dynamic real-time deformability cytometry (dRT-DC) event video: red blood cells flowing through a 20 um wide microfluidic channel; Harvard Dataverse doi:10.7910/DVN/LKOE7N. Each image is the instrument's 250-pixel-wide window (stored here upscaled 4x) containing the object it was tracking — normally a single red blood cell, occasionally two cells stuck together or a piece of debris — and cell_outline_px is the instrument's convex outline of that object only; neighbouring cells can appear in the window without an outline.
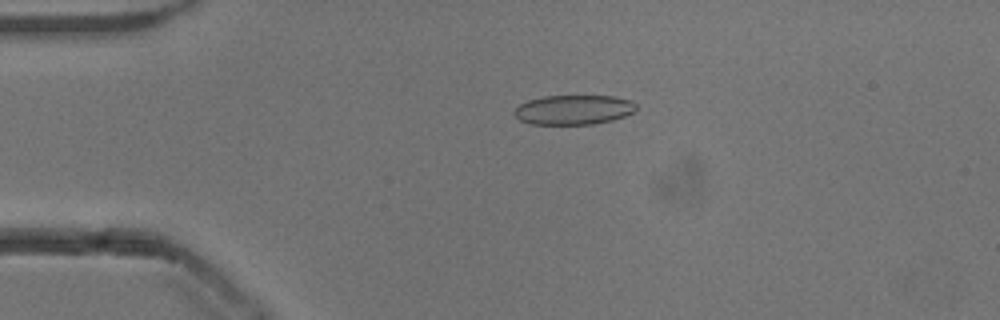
{"species": "common noctule bat (a hibernating species)", "species_latin": "Nyctalus noctula", "temperature_condition": "cold", "stored_images_in_passage": 53, "camera_frame_rate_fps": 3000, "um_per_image_px": 0.085, "animal": {"sex": "male", "body_mass_g": 13.3}, "frame": {"image": 1, "passage_image": 12, "time_ms": 3.667, "image_size_px": [1000, 320], "cell_outline_px": [[636, 108], [632, 112], [624, 116], [612, 120], [592, 124], [528, 124], [520, 120], [512, 112], [520, 104], [528, 100], [544, 96], [616, 96], [632, 100], [636, 104]], "centroid_in_image_um": [48.75, 9.32], "position_along_channel_um": 36.3, "area_um2": 21.04}}
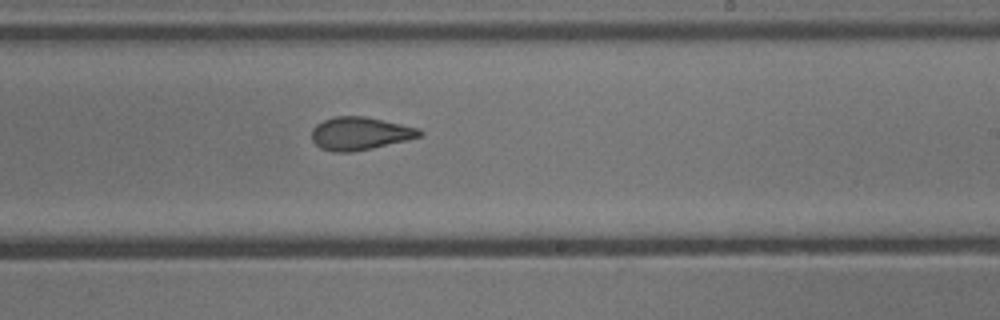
{"frame": {"image": 2, "passage_image": 32, "time_ms": 10.333, "image_size_px": [1000, 320], "cell_outline_px": [[424, 132], [420, 136], [408, 140], [372, 148], [352, 152], [332, 152], [320, 148], [312, 140], [312, 128], [316, 124], [332, 116], [364, 116], [420, 128]], "centroid_in_image_um": [30.59, 11.34], "position_along_channel_um": 258.4, "area_um2": 20.81}}
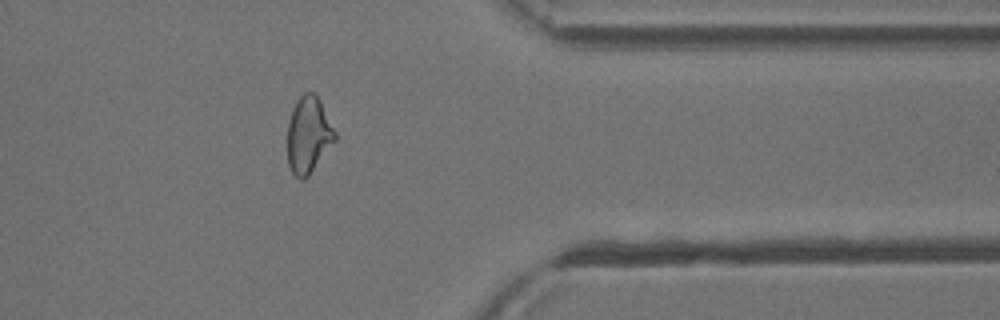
{"frame": {"image": 3, "passage_image": 43, "time_ms": 14.0, "image_size_px": [1000, 320], "cell_outline_px": [[336, 140], [308, 176], [304, 180], [300, 180], [292, 172], [288, 164], [288, 120], [292, 108], [296, 100], [304, 92], [312, 92], [320, 100], [336, 132]], "centroid_in_image_um": [26.21, 11.46], "position_along_channel_um": 385.2, "area_um2": 21.21}, "authors_computed_cell_mechanics": {"area_um2": 21.7328, "velocity_mm_per_s": 3.8772, "shape_relaxation_time_tau1_ms": null, "shape_relaxation_time_tau2_ms": 1.6411, "deformation_change_tau1": null, "deformation_change_tau2": 0.083}}